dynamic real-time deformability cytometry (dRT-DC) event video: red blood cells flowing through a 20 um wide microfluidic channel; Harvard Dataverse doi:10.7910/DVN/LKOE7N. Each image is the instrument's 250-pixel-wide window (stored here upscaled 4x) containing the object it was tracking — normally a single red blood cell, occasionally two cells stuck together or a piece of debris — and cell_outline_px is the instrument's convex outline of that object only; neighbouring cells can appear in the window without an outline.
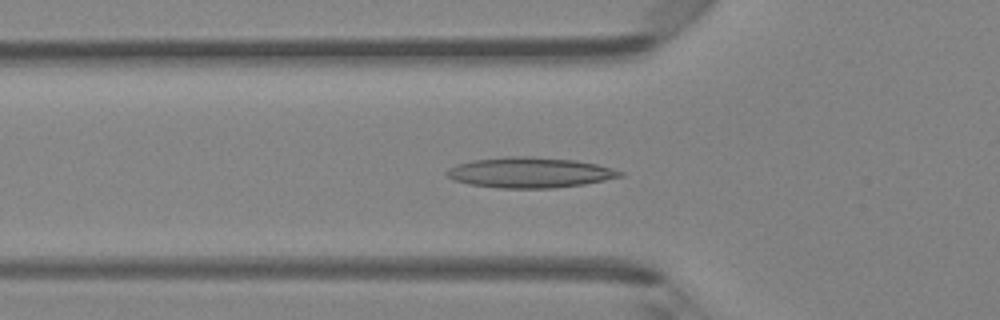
{"species": "Egyptian fruit bat (a non-hibernating species)", "species_latin": "Rousettus aegyptiacus", "temperature_condition": "room temperature", "stored_images_in_passage": 48, "camera_frame_rate_fps": 3000, "um_per_image_px": 0.085, "animal": {"sex": "female"}, "frame": {"image": 1, "passage_image": 16, "time_ms": 5.0, "image_size_px": [1000, 320], "cell_outline_px": [[624, 176], [584, 184], [556, 188], [500, 188], [468, 184], [456, 180], [448, 176], [444, 172], [448, 168], [472, 160], [508, 156], [528, 156], [576, 160], [596, 164], [612, 168], [624, 172]], "centroid_in_image_um": [45.06, 14.66], "position_along_channel_um": 80.7, "area_um2": 30.69}}
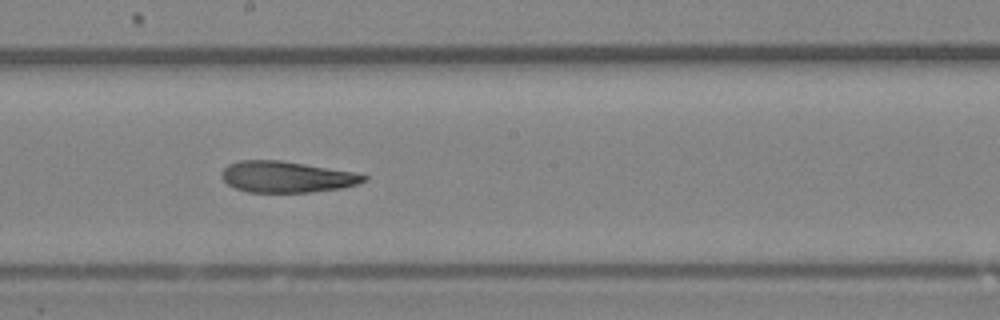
{"frame": {"image": 2, "passage_image": 26, "time_ms": 8.333, "image_size_px": [1000, 320], "cell_outline_px": [[368, 180], [356, 184], [340, 188], [312, 192], [248, 192], [236, 188], [228, 184], [220, 176], [224, 168], [228, 164], [240, 160], [280, 160], [352, 172], [368, 176]], "centroid_in_image_um": [24.33, 15.03], "position_along_channel_um": 223.9, "area_um2": 25.61}}
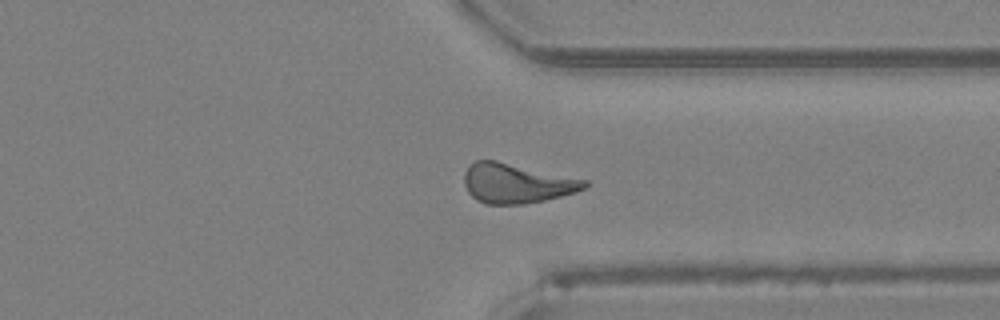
{"frame": {"image": 3, "passage_image": 36, "time_ms": 11.667, "image_size_px": [1000, 320], "cell_outline_px": [[588, 184], [584, 188], [576, 192], [544, 200], [524, 204], [488, 204], [476, 200], [468, 192], [464, 184], [464, 172], [476, 160], [496, 160], [588, 180]], "centroid_in_image_um": [43.9, 15.58], "position_along_channel_um": 367.5, "area_um2": 27.69}, "authors_computed_cell_mechanics": {"area_um2": 26.9926, "velocity_mm_per_s": 4.2941, "shape_relaxation_time_tau1_ms": null, "shape_relaxation_time_tau2_ms": 4.7564, "deformation_change_tau1": null, "deformation_change_tau2": 0.1579}}